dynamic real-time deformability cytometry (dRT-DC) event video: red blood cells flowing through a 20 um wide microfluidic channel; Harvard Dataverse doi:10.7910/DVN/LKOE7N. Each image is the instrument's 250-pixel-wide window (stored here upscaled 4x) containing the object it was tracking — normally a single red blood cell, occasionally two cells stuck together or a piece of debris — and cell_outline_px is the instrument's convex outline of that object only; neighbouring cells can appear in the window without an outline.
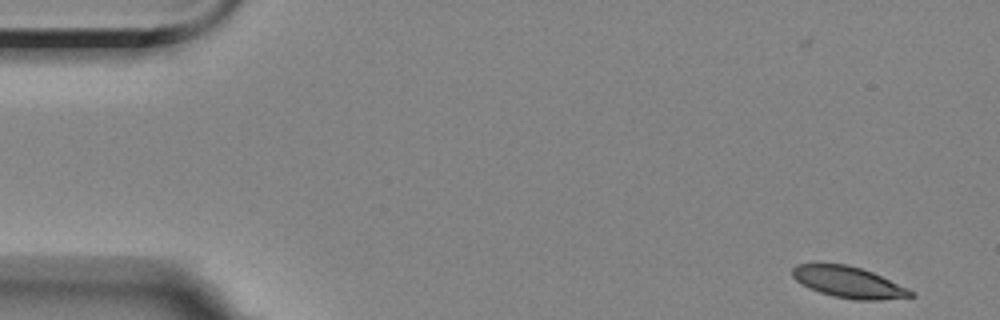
{"species": "Egyptian fruit bat (a non-hibernating species)", "species_latin": "Rousettus aegyptiacus", "temperature_condition": "room temperature", "stored_images_in_passage": 4, "camera_frame_rate_fps": 3000, "um_per_image_px": 0.085, "animal": {"sex": "female"}, "frame": {"image": 1, "passage_image": 1, "time_ms": 0.0, "image_size_px": [1000, 320], "cell_outline_px": [[916, 296], [880, 300], [856, 300], [832, 296], [808, 288], [800, 284], [792, 276], [792, 268], [796, 264], [848, 264], [872, 272], [908, 288], [916, 292]], "centroid_in_image_um": [72.13, 24.0], "position_along_channel_um": 12.9, "area_um2": 21.62}}